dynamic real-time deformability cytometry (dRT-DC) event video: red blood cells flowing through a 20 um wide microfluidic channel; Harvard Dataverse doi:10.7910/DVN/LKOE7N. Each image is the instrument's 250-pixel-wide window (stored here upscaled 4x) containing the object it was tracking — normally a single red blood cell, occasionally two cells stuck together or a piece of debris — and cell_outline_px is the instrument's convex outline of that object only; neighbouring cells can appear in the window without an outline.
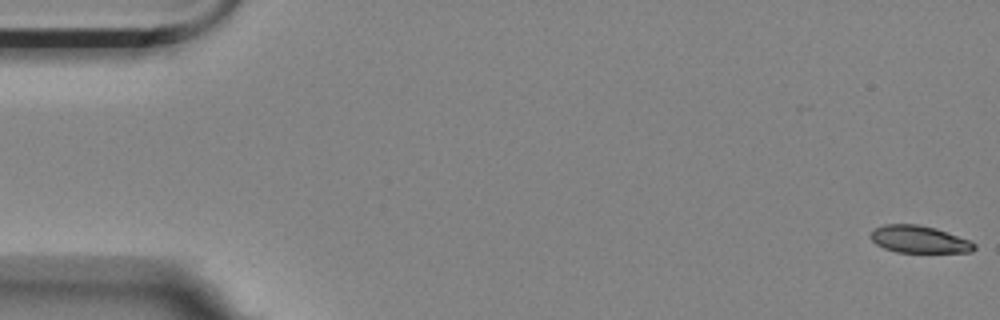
{"species": "Egyptian fruit bat (a non-hibernating species)", "species_latin": "Rousettus aegyptiacus", "temperature_condition": "room temperature", "stored_images_in_passage": 4, "camera_frame_rate_fps": 3000, "um_per_image_px": 0.085, "animal": {"sex": "female"}, "frame": {"image": 1, "passage_image": 1, "time_ms": 0.0, "image_size_px": [1000, 320], "cell_outline_px": [[976, 248], [972, 252], [896, 252], [884, 248], [876, 244], [872, 240], [872, 232], [876, 228], [884, 224], [916, 224], [936, 228], [968, 240], [976, 244]], "centroid_in_image_um": [78.14, 20.35], "position_along_channel_um": 6.9, "area_um2": 16.24}}